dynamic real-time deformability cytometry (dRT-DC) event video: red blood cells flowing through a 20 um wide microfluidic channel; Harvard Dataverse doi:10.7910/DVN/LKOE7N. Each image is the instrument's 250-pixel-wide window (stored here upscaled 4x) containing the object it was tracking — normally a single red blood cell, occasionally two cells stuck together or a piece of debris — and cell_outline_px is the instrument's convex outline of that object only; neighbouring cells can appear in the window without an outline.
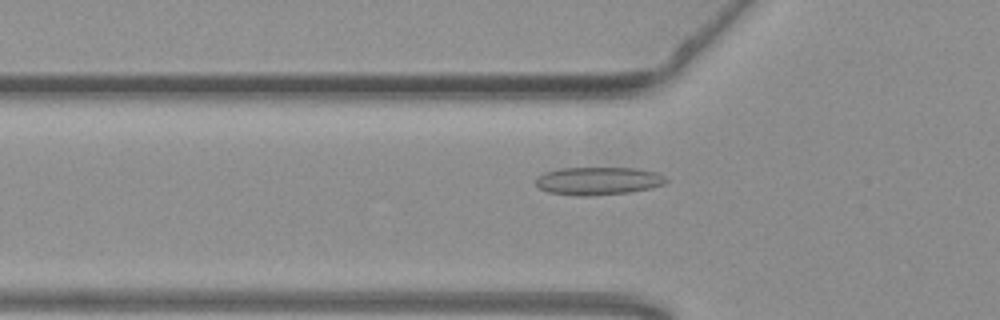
{"species": "common noctule bat (a hibernating species)", "species_latin": "Nyctalus noctula", "temperature_condition": "warm", "stored_images_in_passage": 55, "camera_frame_rate_fps": 3000, "um_per_image_px": 0.085, "animal": {"sex": "female", "body_mass_g": 19.3, "forearm_length_mm": 54.1}, "frame": {"image": 1, "passage_image": 19, "time_ms": 6.0, "image_size_px": [1000, 320], "cell_outline_px": [[668, 180], [664, 184], [652, 188], [628, 192], [588, 196], [576, 196], [548, 192], [540, 188], [536, 184], [536, 176], [544, 172], [560, 168], [636, 168], [656, 172], [664, 176]], "centroid_in_image_um": [50.83, 15.37], "position_along_channel_um": 75.0, "area_um2": 21.27}}
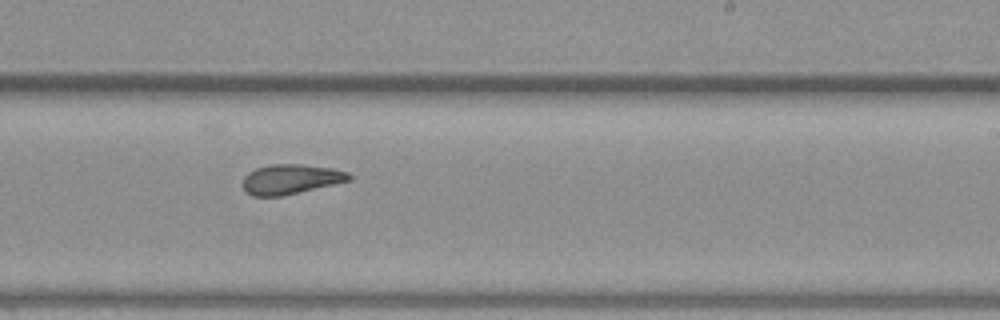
{"frame": {"image": 2, "passage_image": 34, "time_ms": 11.0, "image_size_px": [1000, 320], "cell_outline_px": [[352, 180], [284, 196], [252, 196], [244, 192], [244, 176], [248, 172], [256, 168], [272, 164], [300, 164], [332, 168], [348, 172], [352, 176]], "centroid_in_image_um": [24.72, 15.24], "position_along_channel_um": 264.3, "area_um2": 18.61}}
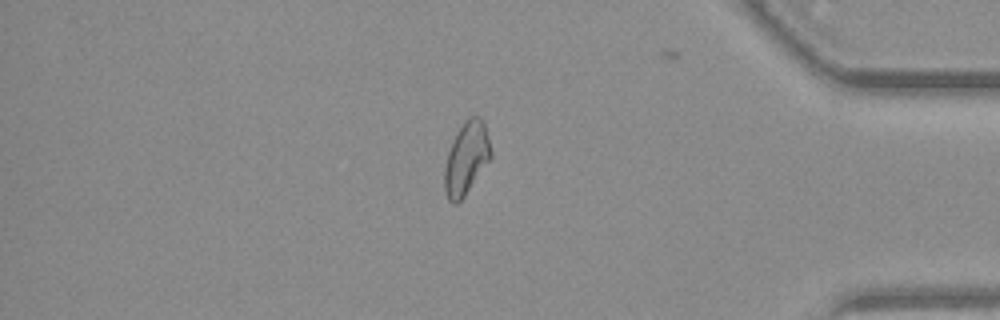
{"frame": {"image": 3, "passage_image": 47, "time_ms": 15.333, "image_size_px": [1000, 320], "cell_outline_px": [[492, 156], [464, 196], [456, 204], [452, 204], [448, 200], [444, 188], [444, 168], [448, 152], [452, 140], [456, 132], [464, 120], [468, 116], [480, 116], [484, 120], [492, 152]], "centroid_in_image_um": [39.63, 13.41], "position_along_channel_um": 395.6, "area_um2": 19.71}, "authors_computed_cell_mechanics": {"area_um2": 19.7098, "velocity_mm_per_s": 3.7748, "shape_relaxation_time_tau1_ms": null, "shape_relaxation_time_tau2_ms": 1.259, "deformation_change_tau1": null, "deformation_change_tau2": 0.0722}}